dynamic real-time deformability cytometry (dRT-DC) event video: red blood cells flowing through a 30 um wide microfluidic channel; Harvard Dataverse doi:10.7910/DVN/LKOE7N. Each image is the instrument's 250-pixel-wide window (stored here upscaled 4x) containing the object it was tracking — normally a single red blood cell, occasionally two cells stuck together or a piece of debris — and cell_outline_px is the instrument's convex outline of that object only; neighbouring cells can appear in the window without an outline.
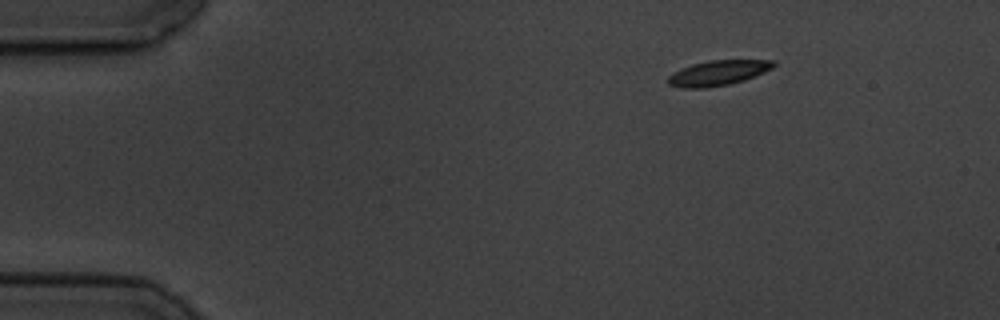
{"species": "common noctule bat (a hibernating species)", "species_latin": "Nyctalus noctula", "temperature_condition": "cold", "stored_images_in_passage": 3, "camera_frame_rate_fps": 3000, "um_per_image_px": 0.085, "animal": {"sex": "male", "body_mass_g": 19.5, "forearm_length_mm": 54.6}, "frame": {"image": 1, "passage_image": 1, "time_ms": 0.0, "image_size_px": [1000, 320], "cell_outline_px": [[776, 64], [772, 68], [764, 72], [744, 80], [728, 84], [704, 88], [680, 88], [668, 84], [668, 76], [692, 64], [708, 60], [776, 60]], "centroid_in_image_um": [61.05, 6.19], "position_along_channel_um": 23.9, "area_um2": 15.26}}
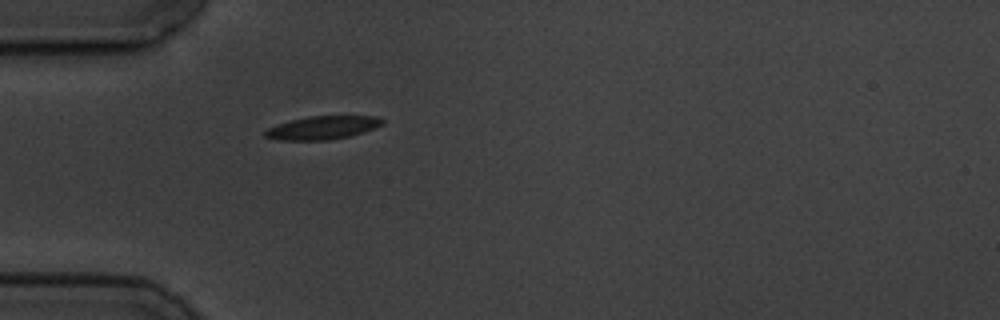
{"frame": {"image": 2, "passage_image": 3, "time_ms": 3.0, "image_size_px": [1000, 320], "cell_outline_px": [[384, 124], [364, 132], [348, 136], [328, 140], [280, 140], [264, 136], [264, 132], [268, 128], [292, 120], [308, 116], [376, 116], [384, 120]], "centroid_in_image_um": [27.45, 10.85], "position_along_channel_um": 57.6, "area_um2": 15.72}}